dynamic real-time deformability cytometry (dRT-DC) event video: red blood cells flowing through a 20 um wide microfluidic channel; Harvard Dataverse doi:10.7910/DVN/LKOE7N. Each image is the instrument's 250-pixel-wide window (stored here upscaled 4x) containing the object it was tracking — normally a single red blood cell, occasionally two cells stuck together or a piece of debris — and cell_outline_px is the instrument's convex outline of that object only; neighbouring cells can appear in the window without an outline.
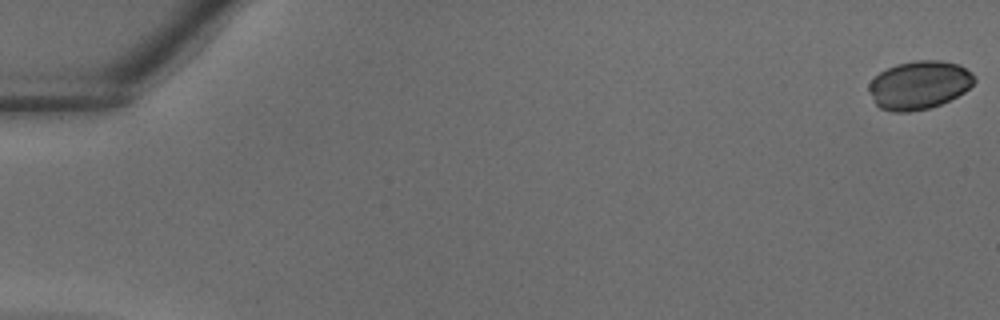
{"species": "common noctule bat (a hibernating species)", "species_latin": "Nyctalus noctula", "temperature_condition": "warm", "stored_images_in_passage": 39, "camera_frame_rate_fps": 3000, "um_per_image_px": 0.085, "animal": {"sex": "male", "body_mass_g": 18.8}, "frame": {"image": 1, "passage_image": 1, "time_ms": 0.0, "image_size_px": [1000, 320], "cell_outline_px": [[976, 80], [964, 92], [940, 104], [928, 108], [908, 112], [892, 112], [880, 108], [876, 104], [868, 92], [868, 84], [880, 72], [896, 64], [916, 60], [940, 60], [960, 64], [972, 72], [976, 76]], "centroid_in_image_um": [78.13, 7.22], "position_along_channel_um": 6.9, "area_um2": 29.77}}
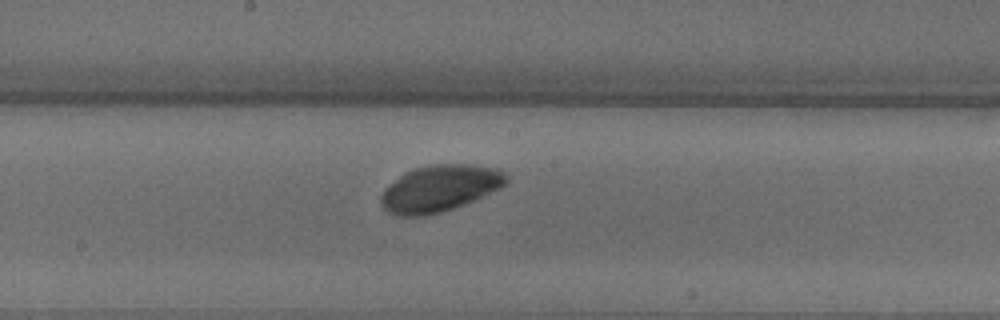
{"frame": {"image": 2, "passage_image": 22, "time_ms": 7.0, "image_size_px": [1000, 320], "cell_outline_px": [[508, 184], [500, 188], [464, 204], [440, 212], [424, 216], [400, 216], [388, 212], [380, 204], [380, 196], [384, 188], [404, 172], [416, 168], [432, 164], [472, 164], [500, 168], [508, 176]], "centroid_in_image_um": [37.38, 16.0], "position_along_channel_um": 210.8, "area_um2": 34.16}}
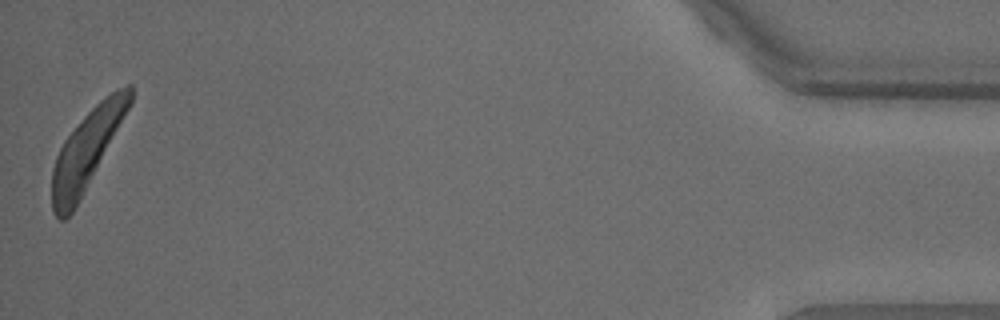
{"frame": {"image": 3, "passage_image": 39, "time_ms": 12.667, "image_size_px": [1000, 320], "cell_outline_px": [[132, 100], [128, 108], [76, 208], [64, 220], [60, 220], [52, 212], [52, 168], [56, 156], [64, 140], [84, 116], [100, 100], [116, 88], [128, 84], [132, 84]], "centroid_in_image_um": [7.34, 12.77], "position_along_channel_um": 427.9, "area_um2": 34.8}}